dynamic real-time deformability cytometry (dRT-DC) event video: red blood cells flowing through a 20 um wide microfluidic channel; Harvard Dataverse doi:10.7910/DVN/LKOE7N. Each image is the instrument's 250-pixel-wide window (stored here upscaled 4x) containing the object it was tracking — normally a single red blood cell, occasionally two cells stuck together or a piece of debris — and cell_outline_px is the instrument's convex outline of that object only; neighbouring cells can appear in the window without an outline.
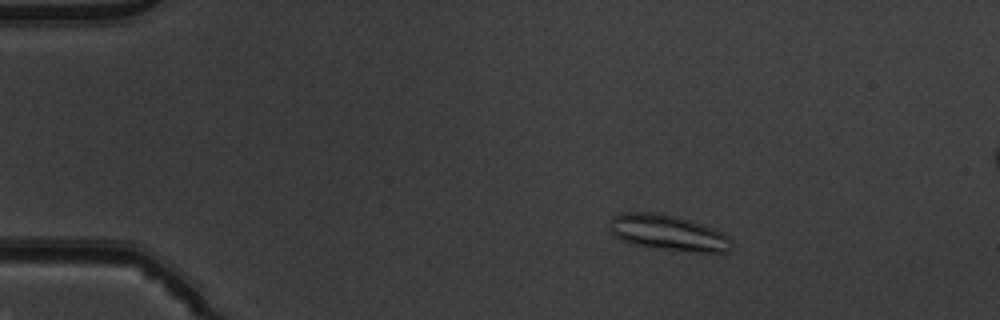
{"species": "common noctule bat (a hibernating species)", "species_latin": "Nyctalus noctula", "temperature_condition": "warm", "stored_images_in_passage": 53, "camera_frame_rate_fps": 3000, "um_per_image_px": 0.085, "animal": {"sex": "male", "body_mass_g": 19.5, "forearm_length_mm": 54.6}, "frame": {"image": 1, "passage_image": 10, "time_ms": 3.0, "image_size_px": [1000, 320], "cell_outline_px": [[732, 244], [728, 252], [700, 252], [648, 248], [632, 244], [620, 240], [608, 228], [608, 220], [612, 216], [624, 212], [652, 212], [672, 216], [688, 220], [712, 228], [728, 236], [732, 240]], "centroid_in_image_um": [56.72, 19.8], "position_along_channel_um": 28.3, "area_um2": 25.37}}
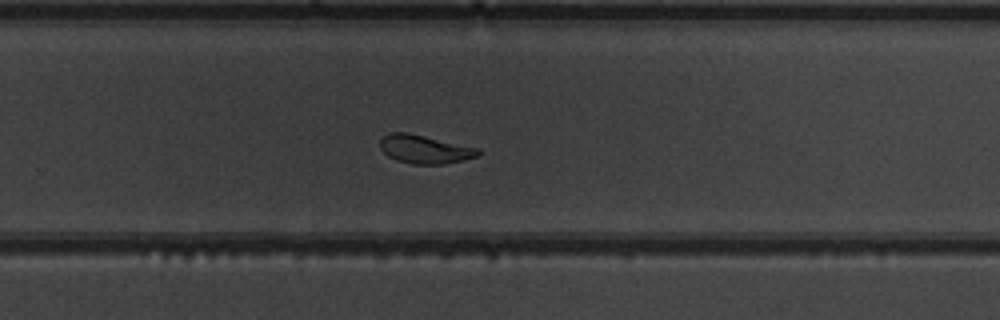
{"frame": {"image": 2, "passage_image": 36, "time_ms": 11.667, "image_size_px": [1000, 320], "cell_outline_px": [[480, 156], [464, 160], [444, 164], [412, 164], [396, 160], [388, 156], [380, 148], [380, 136], [388, 132], [408, 132], [480, 148]], "centroid_in_image_um": [36.1, 12.67], "position_along_channel_um": 293.7, "area_um2": 16.59}}
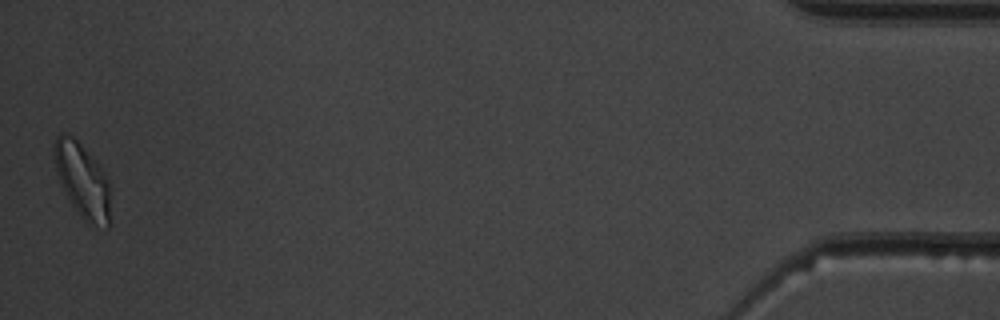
{"frame": {"image": 3, "passage_image": 53, "time_ms": 17.333, "image_size_px": [1000, 320], "cell_outline_px": [[112, 224], [108, 228], [88, 224], [84, 220], [68, 200], [60, 184], [56, 172], [52, 152], [52, 144], [56, 136], [60, 132], [68, 132], [80, 144], [100, 168], [108, 180]], "centroid_in_image_um": [6.98, 15.37], "position_along_channel_um": 428.2, "area_um2": 24.85}, "authors_computed_cell_mechanics": {"area_um2": 18.7272, "velocity_mm_per_s": 3.8763, "shape_relaxation_time_tau1_ms": 4.4745, "shape_relaxation_time_tau2_ms": 1.2601, "deformation_change_tau1": 0.1765, "deformation_change_tau2": 0.089}}